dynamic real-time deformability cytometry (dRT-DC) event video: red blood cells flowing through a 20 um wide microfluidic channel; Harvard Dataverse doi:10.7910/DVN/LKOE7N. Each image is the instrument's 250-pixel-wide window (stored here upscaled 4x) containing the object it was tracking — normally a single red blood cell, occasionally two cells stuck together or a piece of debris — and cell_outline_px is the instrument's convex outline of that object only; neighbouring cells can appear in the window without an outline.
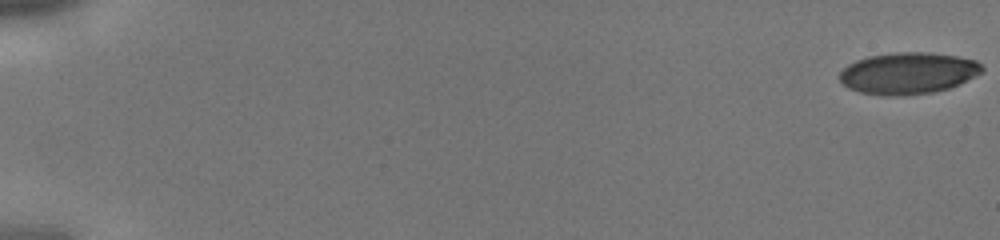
{"species": "human", "species_latin": "Homo sapiens", "temperature_condition": "cold", "stored_images_in_passage": 44, "camera_frame_rate_fps": 3000, "um_per_image_px": 0.085, "donor": {"sex": "male"}, "frame": {"image": 1, "passage_image": 1, "time_ms": 0.0, "image_size_px": [1000, 240], "cell_outline_px": [[984, 72], [960, 84], [948, 88], [932, 92], [900, 96], [888, 96], [860, 92], [848, 88], [840, 80], [840, 72], [848, 64], [856, 60], [868, 56], [896, 52], [924, 52], [956, 56], [976, 60], [984, 68]], "centroid_in_image_um": [77.2, 6.22], "position_along_channel_um": 7.8, "area_um2": 34.56}}
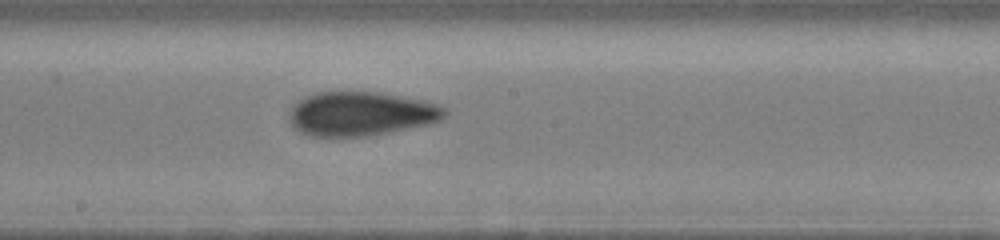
{"frame": {"image": 2, "passage_image": 26, "time_ms": 8.333, "image_size_px": [1000, 240], "cell_outline_px": [[448, 112], [440, 120], [432, 124], [368, 136], [308, 136], [300, 132], [288, 120], [288, 112], [292, 104], [304, 96], [316, 92], [380, 92], [420, 100], [436, 104], [448, 108]], "centroid_in_image_um": [30.65, 9.67], "position_along_channel_um": 217.5, "area_um2": 40.29}}
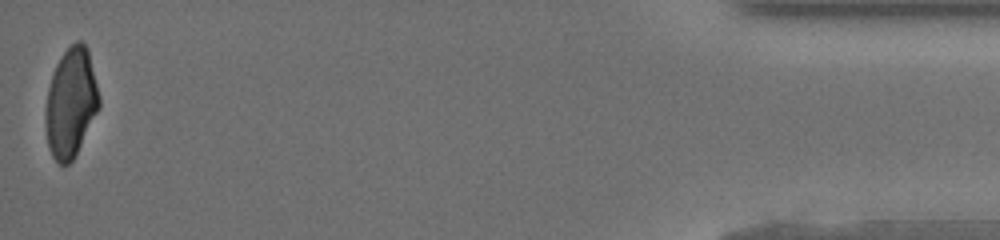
{"frame": {"image": 3, "passage_image": 44, "time_ms": 14.333, "image_size_px": [1000, 240], "cell_outline_px": [[100, 104], [72, 160], [68, 164], [60, 164], [52, 156], [48, 148], [44, 120], [44, 112], [48, 88], [56, 64], [60, 56], [76, 40], [80, 40], [88, 48], [100, 100]], "centroid_in_image_um": [5.99, 8.71], "position_along_channel_um": 429.2, "area_um2": 33.7}}